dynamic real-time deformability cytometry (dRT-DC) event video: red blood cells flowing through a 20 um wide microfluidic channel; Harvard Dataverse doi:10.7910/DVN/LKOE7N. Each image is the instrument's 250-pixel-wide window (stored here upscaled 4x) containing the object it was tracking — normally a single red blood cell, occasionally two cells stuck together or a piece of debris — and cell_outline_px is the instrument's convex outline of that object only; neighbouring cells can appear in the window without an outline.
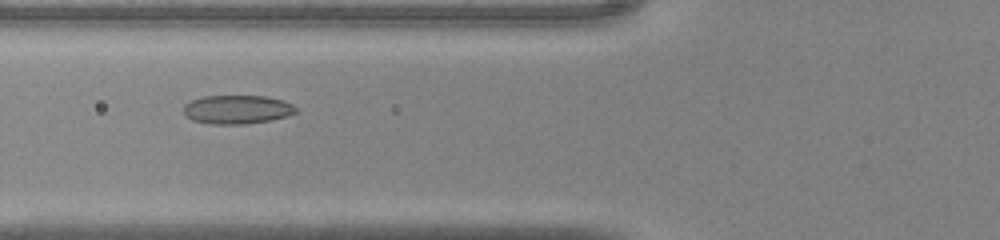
{"species": "common noctule bat (a hibernating species)", "species_latin": "Nyctalus noctula", "temperature_condition": "warm", "stored_images_in_passage": 41, "camera_frame_rate_fps": 3000, "um_per_image_px": 0.085, "animal": {"sex": "male", "body_mass_g": 20.0, "forearm_length_mm": 53.3}, "frame": {"image": 1, "passage_image": 14, "time_ms": 4.333, "image_size_px": [1000, 240], "cell_outline_px": [[296, 112], [288, 116], [268, 120], [244, 124], [212, 124], [192, 120], [184, 112], [184, 104], [192, 100], [204, 96], [264, 96], [280, 100], [292, 104], [296, 108]], "centroid_in_image_um": [20.14, 9.3], "position_along_channel_um": 105.7, "area_um2": 18.55}}
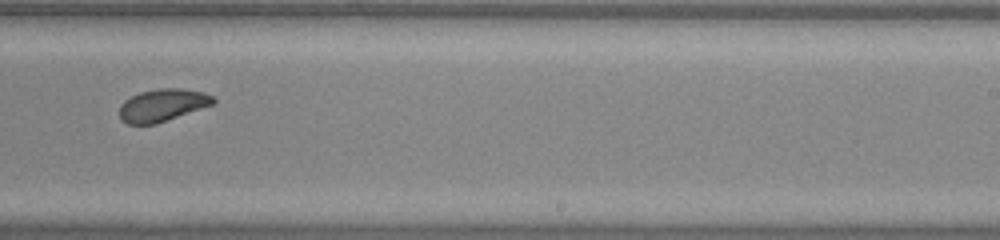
{"frame": {"image": 2, "passage_image": 25, "time_ms": 8.0, "image_size_px": [1000, 240], "cell_outline_px": [[216, 100], [212, 104], [156, 124], [128, 124], [120, 120], [120, 104], [124, 100], [140, 92], [160, 88], [184, 88], [204, 92], [212, 96]], "centroid_in_image_um": [13.78, 8.93], "position_along_channel_um": 275.2, "area_um2": 17.63}}
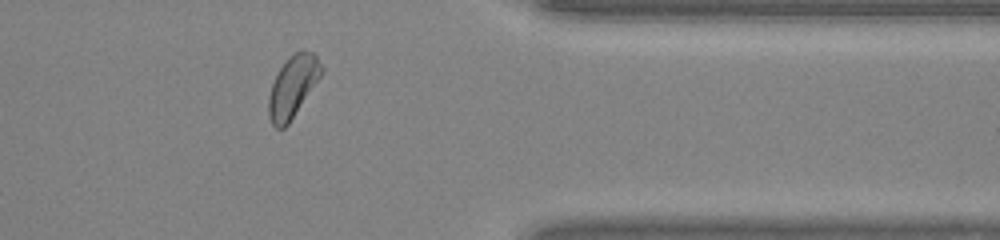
{"frame": {"image": 3, "passage_image": 33, "time_ms": 10.667, "image_size_px": [1000, 240], "cell_outline_px": [[324, 72], [288, 124], [284, 128], [276, 128], [272, 124], [268, 116], [268, 96], [272, 84], [284, 60], [288, 56], [296, 52], [312, 52], [316, 56], [324, 68]], "centroid_in_image_um": [24.88, 7.36], "position_along_channel_um": 386.5, "area_um2": 18.84}}